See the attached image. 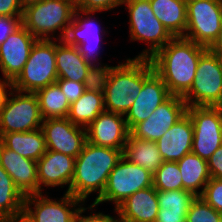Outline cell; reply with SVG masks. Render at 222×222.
Listing matches in <instances>:
<instances>
[{
    "label": "cell",
    "mask_w": 222,
    "mask_h": 222,
    "mask_svg": "<svg viewBox=\"0 0 222 222\" xmlns=\"http://www.w3.org/2000/svg\"><path fill=\"white\" fill-rule=\"evenodd\" d=\"M7 88L9 90H7ZM11 88H12V84L9 80L0 78V108L2 104L4 103V100Z\"/></svg>",
    "instance_id": "42"
},
{
    "label": "cell",
    "mask_w": 222,
    "mask_h": 222,
    "mask_svg": "<svg viewBox=\"0 0 222 222\" xmlns=\"http://www.w3.org/2000/svg\"><path fill=\"white\" fill-rule=\"evenodd\" d=\"M25 196L0 165V222L23 214Z\"/></svg>",
    "instance_id": "29"
},
{
    "label": "cell",
    "mask_w": 222,
    "mask_h": 222,
    "mask_svg": "<svg viewBox=\"0 0 222 222\" xmlns=\"http://www.w3.org/2000/svg\"><path fill=\"white\" fill-rule=\"evenodd\" d=\"M207 50L192 40L173 37L150 61L169 93L182 97L191 88L199 59Z\"/></svg>",
    "instance_id": "1"
},
{
    "label": "cell",
    "mask_w": 222,
    "mask_h": 222,
    "mask_svg": "<svg viewBox=\"0 0 222 222\" xmlns=\"http://www.w3.org/2000/svg\"><path fill=\"white\" fill-rule=\"evenodd\" d=\"M216 107H217V109L219 110L220 115H221V119H222V101H221V103H220L219 105H217Z\"/></svg>",
    "instance_id": "47"
},
{
    "label": "cell",
    "mask_w": 222,
    "mask_h": 222,
    "mask_svg": "<svg viewBox=\"0 0 222 222\" xmlns=\"http://www.w3.org/2000/svg\"><path fill=\"white\" fill-rule=\"evenodd\" d=\"M81 205L84 202L70 193H64L57 201L43 193L32 194L25 196L23 215L31 222H74Z\"/></svg>",
    "instance_id": "13"
},
{
    "label": "cell",
    "mask_w": 222,
    "mask_h": 222,
    "mask_svg": "<svg viewBox=\"0 0 222 222\" xmlns=\"http://www.w3.org/2000/svg\"><path fill=\"white\" fill-rule=\"evenodd\" d=\"M222 27V0H187L184 38L209 48Z\"/></svg>",
    "instance_id": "10"
},
{
    "label": "cell",
    "mask_w": 222,
    "mask_h": 222,
    "mask_svg": "<svg viewBox=\"0 0 222 222\" xmlns=\"http://www.w3.org/2000/svg\"><path fill=\"white\" fill-rule=\"evenodd\" d=\"M181 172L183 190L201 196L210 180L207 161L190 152L177 161ZM201 189V191H198Z\"/></svg>",
    "instance_id": "28"
},
{
    "label": "cell",
    "mask_w": 222,
    "mask_h": 222,
    "mask_svg": "<svg viewBox=\"0 0 222 222\" xmlns=\"http://www.w3.org/2000/svg\"><path fill=\"white\" fill-rule=\"evenodd\" d=\"M41 1L43 0H20V5L22 9H25L28 6L40 3Z\"/></svg>",
    "instance_id": "44"
},
{
    "label": "cell",
    "mask_w": 222,
    "mask_h": 222,
    "mask_svg": "<svg viewBox=\"0 0 222 222\" xmlns=\"http://www.w3.org/2000/svg\"><path fill=\"white\" fill-rule=\"evenodd\" d=\"M193 124L186 113L156 142L163 161L177 162L192 151Z\"/></svg>",
    "instance_id": "22"
},
{
    "label": "cell",
    "mask_w": 222,
    "mask_h": 222,
    "mask_svg": "<svg viewBox=\"0 0 222 222\" xmlns=\"http://www.w3.org/2000/svg\"><path fill=\"white\" fill-rule=\"evenodd\" d=\"M122 157V150L94 145L86 141L82 151L75 159L74 175L70 194L85 200L97 192L98 199L107 184L108 176Z\"/></svg>",
    "instance_id": "3"
},
{
    "label": "cell",
    "mask_w": 222,
    "mask_h": 222,
    "mask_svg": "<svg viewBox=\"0 0 222 222\" xmlns=\"http://www.w3.org/2000/svg\"><path fill=\"white\" fill-rule=\"evenodd\" d=\"M181 172L175 161H164L153 174V187L168 191L183 189Z\"/></svg>",
    "instance_id": "32"
},
{
    "label": "cell",
    "mask_w": 222,
    "mask_h": 222,
    "mask_svg": "<svg viewBox=\"0 0 222 222\" xmlns=\"http://www.w3.org/2000/svg\"><path fill=\"white\" fill-rule=\"evenodd\" d=\"M122 156L152 174L164 162L156 142L136 138L130 133L122 151Z\"/></svg>",
    "instance_id": "27"
},
{
    "label": "cell",
    "mask_w": 222,
    "mask_h": 222,
    "mask_svg": "<svg viewBox=\"0 0 222 222\" xmlns=\"http://www.w3.org/2000/svg\"><path fill=\"white\" fill-rule=\"evenodd\" d=\"M116 209L121 222H156L160 209L157 190L153 186L138 190Z\"/></svg>",
    "instance_id": "23"
},
{
    "label": "cell",
    "mask_w": 222,
    "mask_h": 222,
    "mask_svg": "<svg viewBox=\"0 0 222 222\" xmlns=\"http://www.w3.org/2000/svg\"><path fill=\"white\" fill-rule=\"evenodd\" d=\"M156 18L173 37H184L187 26V0H149Z\"/></svg>",
    "instance_id": "25"
},
{
    "label": "cell",
    "mask_w": 222,
    "mask_h": 222,
    "mask_svg": "<svg viewBox=\"0 0 222 222\" xmlns=\"http://www.w3.org/2000/svg\"><path fill=\"white\" fill-rule=\"evenodd\" d=\"M196 196L186 190H157L159 210L172 213H188L190 205Z\"/></svg>",
    "instance_id": "31"
},
{
    "label": "cell",
    "mask_w": 222,
    "mask_h": 222,
    "mask_svg": "<svg viewBox=\"0 0 222 222\" xmlns=\"http://www.w3.org/2000/svg\"><path fill=\"white\" fill-rule=\"evenodd\" d=\"M86 209L88 208L82 207V205L80 206L75 215L74 222H121L118 218L119 214L116 208H114V212L117 213V216H114L116 218L108 214H103L102 212H94L93 214L91 212L89 216L82 215V213L86 212Z\"/></svg>",
    "instance_id": "38"
},
{
    "label": "cell",
    "mask_w": 222,
    "mask_h": 222,
    "mask_svg": "<svg viewBox=\"0 0 222 222\" xmlns=\"http://www.w3.org/2000/svg\"><path fill=\"white\" fill-rule=\"evenodd\" d=\"M47 150L76 158L87 141L85 127L73 124L66 118H48L42 121Z\"/></svg>",
    "instance_id": "14"
},
{
    "label": "cell",
    "mask_w": 222,
    "mask_h": 222,
    "mask_svg": "<svg viewBox=\"0 0 222 222\" xmlns=\"http://www.w3.org/2000/svg\"><path fill=\"white\" fill-rule=\"evenodd\" d=\"M42 121L36 94L11 88L0 108V138L6 133L39 129Z\"/></svg>",
    "instance_id": "9"
},
{
    "label": "cell",
    "mask_w": 222,
    "mask_h": 222,
    "mask_svg": "<svg viewBox=\"0 0 222 222\" xmlns=\"http://www.w3.org/2000/svg\"><path fill=\"white\" fill-rule=\"evenodd\" d=\"M67 2L71 3L75 8H77L83 0H66Z\"/></svg>",
    "instance_id": "46"
},
{
    "label": "cell",
    "mask_w": 222,
    "mask_h": 222,
    "mask_svg": "<svg viewBox=\"0 0 222 222\" xmlns=\"http://www.w3.org/2000/svg\"><path fill=\"white\" fill-rule=\"evenodd\" d=\"M55 60L58 79H68L82 83H96L99 72L88 64L76 46L63 40L55 41Z\"/></svg>",
    "instance_id": "20"
},
{
    "label": "cell",
    "mask_w": 222,
    "mask_h": 222,
    "mask_svg": "<svg viewBox=\"0 0 222 222\" xmlns=\"http://www.w3.org/2000/svg\"><path fill=\"white\" fill-rule=\"evenodd\" d=\"M187 106L216 107L222 101V58L209 49L200 57L191 88L182 96Z\"/></svg>",
    "instance_id": "8"
},
{
    "label": "cell",
    "mask_w": 222,
    "mask_h": 222,
    "mask_svg": "<svg viewBox=\"0 0 222 222\" xmlns=\"http://www.w3.org/2000/svg\"><path fill=\"white\" fill-rule=\"evenodd\" d=\"M22 26V16H0V45Z\"/></svg>",
    "instance_id": "37"
},
{
    "label": "cell",
    "mask_w": 222,
    "mask_h": 222,
    "mask_svg": "<svg viewBox=\"0 0 222 222\" xmlns=\"http://www.w3.org/2000/svg\"><path fill=\"white\" fill-rule=\"evenodd\" d=\"M154 72L150 59L136 57L100 72L98 82L104 92L105 111L125 115Z\"/></svg>",
    "instance_id": "2"
},
{
    "label": "cell",
    "mask_w": 222,
    "mask_h": 222,
    "mask_svg": "<svg viewBox=\"0 0 222 222\" xmlns=\"http://www.w3.org/2000/svg\"><path fill=\"white\" fill-rule=\"evenodd\" d=\"M0 165L24 196L39 194L37 161L22 157L0 142Z\"/></svg>",
    "instance_id": "21"
},
{
    "label": "cell",
    "mask_w": 222,
    "mask_h": 222,
    "mask_svg": "<svg viewBox=\"0 0 222 222\" xmlns=\"http://www.w3.org/2000/svg\"><path fill=\"white\" fill-rule=\"evenodd\" d=\"M56 83L59 85L70 105L81 97L88 86L95 84L76 82L68 79H57Z\"/></svg>",
    "instance_id": "35"
},
{
    "label": "cell",
    "mask_w": 222,
    "mask_h": 222,
    "mask_svg": "<svg viewBox=\"0 0 222 222\" xmlns=\"http://www.w3.org/2000/svg\"><path fill=\"white\" fill-rule=\"evenodd\" d=\"M20 0H0V16H22Z\"/></svg>",
    "instance_id": "40"
},
{
    "label": "cell",
    "mask_w": 222,
    "mask_h": 222,
    "mask_svg": "<svg viewBox=\"0 0 222 222\" xmlns=\"http://www.w3.org/2000/svg\"><path fill=\"white\" fill-rule=\"evenodd\" d=\"M123 5L129 12L130 40L143 41L149 45L136 58L150 59L173 36L154 15L149 0H125Z\"/></svg>",
    "instance_id": "5"
},
{
    "label": "cell",
    "mask_w": 222,
    "mask_h": 222,
    "mask_svg": "<svg viewBox=\"0 0 222 222\" xmlns=\"http://www.w3.org/2000/svg\"><path fill=\"white\" fill-rule=\"evenodd\" d=\"M0 142L22 157L38 161L47 151L45 136L41 128L29 132L6 133Z\"/></svg>",
    "instance_id": "26"
},
{
    "label": "cell",
    "mask_w": 222,
    "mask_h": 222,
    "mask_svg": "<svg viewBox=\"0 0 222 222\" xmlns=\"http://www.w3.org/2000/svg\"><path fill=\"white\" fill-rule=\"evenodd\" d=\"M86 130L88 142L122 151L130 133L124 115L108 111L100 113Z\"/></svg>",
    "instance_id": "17"
},
{
    "label": "cell",
    "mask_w": 222,
    "mask_h": 222,
    "mask_svg": "<svg viewBox=\"0 0 222 222\" xmlns=\"http://www.w3.org/2000/svg\"><path fill=\"white\" fill-rule=\"evenodd\" d=\"M125 0H83L76 8L81 11L101 12L123 5Z\"/></svg>",
    "instance_id": "36"
},
{
    "label": "cell",
    "mask_w": 222,
    "mask_h": 222,
    "mask_svg": "<svg viewBox=\"0 0 222 222\" xmlns=\"http://www.w3.org/2000/svg\"><path fill=\"white\" fill-rule=\"evenodd\" d=\"M171 94L163 80L154 72L144 83L140 94L124 115L129 131L145 121Z\"/></svg>",
    "instance_id": "18"
},
{
    "label": "cell",
    "mask_w": 222,
    "mask_h": 222,
    "mask_svg": "<svg viewBox=\"0 0 222 222\" xmlns=\"http://www.w3.org/2000/svg\"><path fill=\"white\" fill-rule=\"evenodd\" d=\"M5 222H31V221L22 214V215H19V216H15L12 219H9Z\"/></svg>",
    "instance_id": "45"
},
{
    "label": "cell",
    "mask_w": 222,
    "mask_h": 222,
    "mask_svg": "<svg viewBox=\"0 0 222 222\" xmlns=\"http://www.w3.org/2000/svg\"><path fill=\"white\" fill-rule=\"evenodd\" d=\"M201 197L212 208L222 213V179L210 178Z\"/></svg>",
    "instance_id": "34"
},
{
    "label": "cell",
    "mask_w": 222,
    "mask_h": 222,
    "mask_svg": "<svg viewBox=\"0 0 222 222\" xmlns=\"http://www.w3.org/2000/svg\"><path fill=\"white\" fill-rule=\"evenodd\" d=\"M76 8L66 0H43L23 9L22 25L37 40H63ZM60 30V34L54 37ZM54 34V35H53Z\"/></svg>",
    "instance_id": "4"
},
{
    "label": "cell",
    "mask_w": 222,
    "mask_h": 222,
    "mask_svg": "<svg viewBox=\"0 0 222 222\" xmlns=\"http://www.w3.org/2000/svg\"><path fill=\"white\" fill-rule=\"evenodd\" d=\"M212 53L219 55L222 58V27L217 39L208 48Z\"/></svg>",
    "instance_id": "43"
},
{
    "label": "cell",
    "mask_w": 222,
    "mask_h": 222,
    "mask_svg": "<svg viewBox=\"0 0 222 222\" xmlns=\"http://www.w3.org/2000/svg\"><path fill=\"white\" fill-rule=\"evenodd\" d=\"M186 112L187 104L183 98L171 95L145 121L136 124L130 134L139 139L157 142Z\"/></svg>",
    "instance_id": "15"
},
{
    "label": "cell",
    "mask_w": 222,
    "mask_h": 222,
    "mask_svg": "<svg viewBox=\"0 0 222 222\" xmlns=\"http://www.w3.org/2000/svg\"><path fill=\"white\" fill-rule=\"evenodd\" d=\"M37 39L22 25L0 45V70L11 83L22 72Z\"/></svg>",
    "instance_id": "16"
},
{
    "label": "cell",
    "mask_w": 222,
    "mask_h": 222,
    "mask_svg": "<svg viewBox=\"0 0 222 222\" xmlns=\"http://www.w3.org/2000/svg\"><path fill=\"white\" fill-rule=\"evenodd\" d=\"M42 119L66 118L70 111V104L55 82L35 92Z\"/></svg>",
    "instance_id": "30"
},
{
    "label": "cell",
    "mask_w": 222,
    "mask_h": 222,
    "mask_svg": "<svg viewBox=\"0 0 222 222\" xmlns=\"http://www.w3.org/2000/svg\"><path fill=\"white\" fill-rule=\"evenodd\" d=\"M207 165L211 178L222 179V145L213 152Z\"/></svg>",
    "instance_id": "39"
},
{
    "label": "cell",
    "mask_w": 222,
    "mask_h": 222,
    "mask_svg": "<svg viewBox=\"0 0 222 222\" xmlns=\"http://www.w3.org/2000/svg\"><path fill=\"white\" fill-rule=\"evenodd\" d=\"M75 159L72 156L47 150L37 161V176L39 183V194L43 186L68 188L65 193H70V185L74 175Z\"/></svg>",
    "instance_id": "19"
},
{
    "label": "cell",
    "mask_w": 222,
    "mask_h": 222,
    "mask_svg": "<svg viewBox=\"0 0 222 222\" xmlns=\"http://www.w3.org/2000/svg\"><path fill=\"white\" fill-rule=\"evenodd\" d=\"M104 111V92L97 81L70 105L67 118L73 124L87 128Z\"/></svg>",
    "instance_id": "24"
},
{
    "label": "cell",
    "mask_w": 222,
    "mask_h": 222,
    "mask_svg": "<svg viewBox=\"0 0 222 222\" xmlns=\"http://www.w3.org/2000/svg\"><path fill=\"white\" fill-rule=\"evenodd\" d=\"M186 222H222V213L212 208L201 196L192 201Z\"/></svg>",
    "instance_id": "33"
},
{
    "label": "cell",
    "mask_w": 222,
    "mask_h": 222,
    "mask_svg": "<svg viewBox=\"0 0 222 222\" xmlns=\"http://www.w3.org/2000/svg\"><path fill=\"white\" fill-rule=\"evenodd\" d=\"M187 213H172L159 210L156 222H186Z\"/></svg>",
    "instance_id": "41"
},
{
    "label": "cell",
    "mask_w": 222,
    "mask_h": 222,
    "mask_svg": "<svg viewBox=\"0 0 222 222\" xmlns=\"http://www.w3.org/2000/svg\"><path fill=\"white\" fill-rule=\"evenodd\" d=\"M94 13L96 12L76 9L74 19L68 26L63 41L68 45L76 46L83 59L100 73L109 67L96 61L100 55L98 52L101 46L100 40L103 39L101 34L107 31L101 30L102 27H99L98 22L92 19L93 16L90 15Z\"/></svg>",
    "instance_id": "11"
},
{
    "label": "cell",
    "mask_w": 222,
    "mask_h": 222,
    "mask_svg": "<svg viewBox=\"0 0 222 222\" xmlns=\"http://www.w3.org/2000/svg\"><path fill=\"white\" fill-rule=\"evenodd\" d=\"M57 79L55 40H37L22 72L11 84L17 91L35 93Z\"/></svg>",
    "instance_id": "6"
},
{
    "label": "cell",
    "mask_w": 222,
    "mask_h": 222,
    "mask_svg": "<svg viewBox=\"0 0 222 222\" xmlns=\"http://www.w3.org/2000/svg\"><path fill=\"white\" fill-rule=\"evenodd\" d=\"M150 186H153V174L122 156L110 172L102 195L88 208L93 210L104 202H113L117 208L130 195Z\"/></svg>",
    "instance_id": "7"
},
{
    "label": "cell",
    "mask_w": 222,
    "mask_h": 222,
    "mask_svg": "<svg viewBox=\"0 0 222 222\" xmlns=\"http://www.w3.org/2000/svg\"><path fill=\"white\" fill-rule=\"evenodd\" d=\"M193 124L192 151L204 160L222 145V119L217 107L187 106Z\"/></svg>",
    "instance_id": "12"
}]
</instances>
